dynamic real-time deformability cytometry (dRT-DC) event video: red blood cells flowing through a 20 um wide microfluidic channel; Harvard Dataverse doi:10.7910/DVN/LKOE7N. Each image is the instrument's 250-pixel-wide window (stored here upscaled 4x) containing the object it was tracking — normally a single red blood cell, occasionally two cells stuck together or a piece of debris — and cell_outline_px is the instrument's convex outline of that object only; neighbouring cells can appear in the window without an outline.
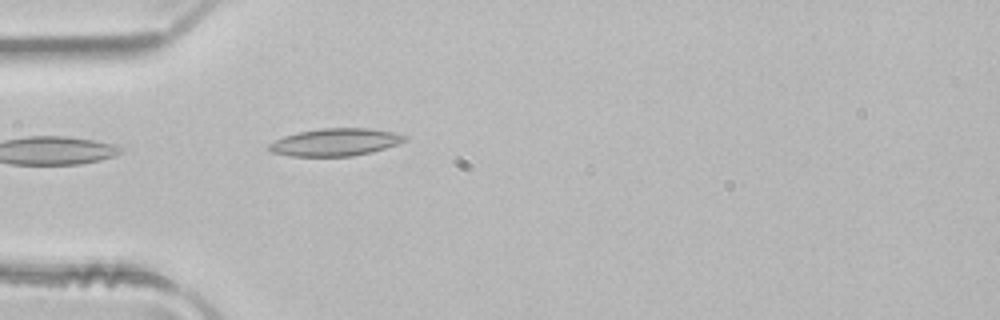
{"species": "common noctule bat (a hibernating species)", "species_latin": "Nyctalus noctula", "temperature_condition": "room temperature", "stored_images_in_passage": 4, "camera_frame_rate_fps": 3000, "um_per_image_px": 0.085, "animal": {"sex": "male", "body_mass_g": 21.5, "forearm_length_mm": 52.0}, "frame": {"image": 1, "passage_image": 4, "time_ms": 1.0, "image_size_px": [1000, 320], "cell_outline_px": [[408, 136], [404, 140], [396, 144], [372, 152], [352, 156], [292, 156], [272, 152], [268, 148], [268, 144], [284, 136], [300, 132], [320, 128], [368, 128], [392, 132]], "centroid_in_image_um": [28.48, 12.08], "position_along_channel_um": 56.5, "area_um2": 21.44}}